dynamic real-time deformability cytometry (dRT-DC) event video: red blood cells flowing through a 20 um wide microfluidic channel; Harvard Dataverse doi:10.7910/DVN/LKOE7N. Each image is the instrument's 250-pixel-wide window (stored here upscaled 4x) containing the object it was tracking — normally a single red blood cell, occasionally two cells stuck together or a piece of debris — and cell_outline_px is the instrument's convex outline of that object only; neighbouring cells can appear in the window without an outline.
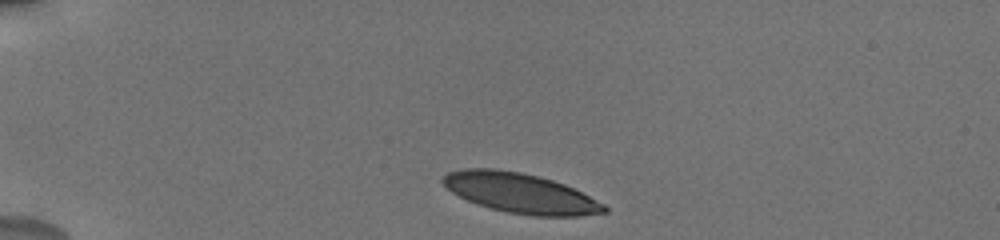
{"species": "human", "species_latin": "Homo sapiens", "temperature_condition": "cold", "stored_images_in_passage": 36, "camera_frame_rate_fps": 3000, "um_per_image_px": 0.085, "donor": {"sex": "male"}, "frame": {"image": 1, "passage_image": 1, "time_ms": 0.0, "image_size_px": [1000, 240], "cell_outline_px": [[608, 212], [580, 216], [532, 216], [508, 212], [476, 204], [452, 192], [440, 180], [448, 172], [464, 168], [496, 168], [520, 172], [552, 180], [564, 184], [604, 204], [608, 208]], "centroid_in_image_um": [44.22, 16.41], "position_along_channel_um": 40.8, "area_um2": 37.22}}
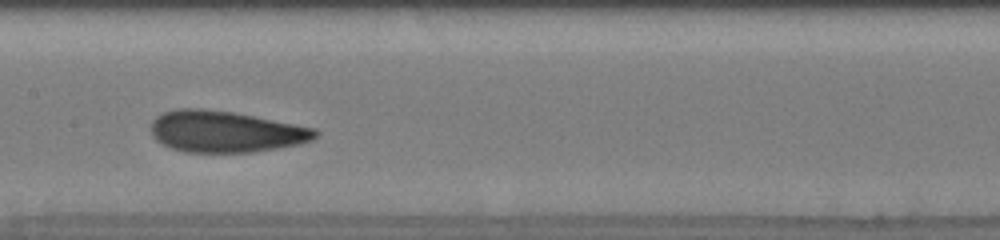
{"frame": {"image": 2, "passage_image": 14, "time_ms": 5.333, "image_size_px": [1000, 240], "cell_outline_px": [[320, 132], [312, 140], [300, 144], [252, 152], [184, 152], [160, 144], [152, 136], [152, 120], [156, 116], [164, 112], [176, 108], [200, 108], [232, 112], [316, 128]], "centroid_in_image_um": [19.14, 11.18], "position_along_channel_um": 188.3, "area_um2": 39.65}}
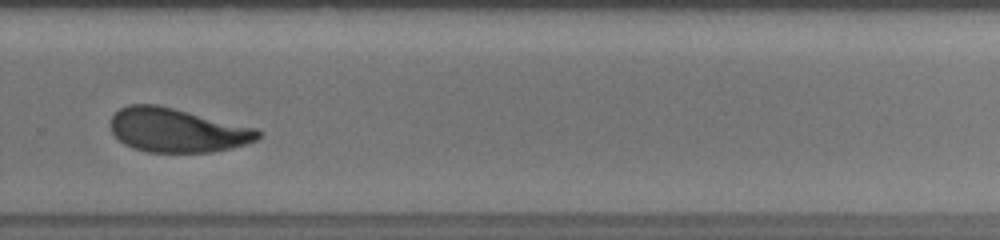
{"frame": {"image": 3, "passage_image": 25, "time_ms": 8.667, "image_size_px": [1000, 240], "cell_outline_px": [[260, 136], [256, 140], [244, 144], [212, 152], [148, 152], [132, 148], [124, 144], [112, 132], [108, 124], [112, 116], [120, 108], [128, 104], [156, 104], [256, 128], [260, 132]], "centroid_in_image_um": [14.99, 11.07], "position_along_channel_um": 314.8, "area_um2": 37.57}, "authors_computed_cell_mechanics": {"area_um2": 38.4948, "velocity_mm_per_s": 3.8094, "shape_relaxation_time_tau1_ms": 4.2323, "shape_relaxation_time_tau2_ms": 1.1867, "deformation_change_tau1": 0.149, "deformation_change_tau2": 0.0779}}